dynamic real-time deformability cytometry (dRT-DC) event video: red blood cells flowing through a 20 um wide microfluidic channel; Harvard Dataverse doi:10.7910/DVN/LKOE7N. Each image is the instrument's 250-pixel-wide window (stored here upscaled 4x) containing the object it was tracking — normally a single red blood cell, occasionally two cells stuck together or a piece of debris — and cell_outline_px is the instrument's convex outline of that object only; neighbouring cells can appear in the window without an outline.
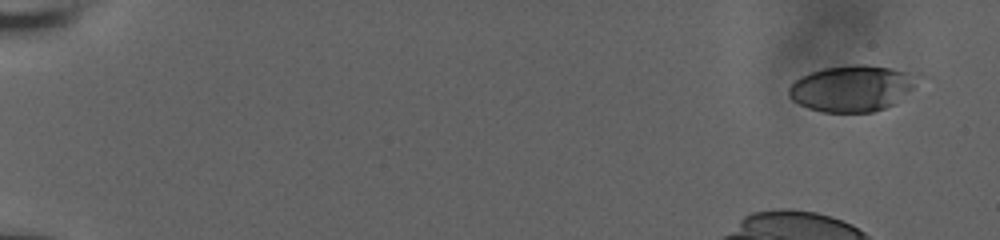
{"species": "human", "species_latin": "Homo sapiens", "temperature_condition": "room temperature", "stored_images_in_passage": 43, "camera_frame_rate_fps": 3000, "um_per_image_px": 0.085, "donor": {"sex": "male"}, "frame": {"image": 1, "passage_image": 1, "time_ms": 0.0, "image_size_px": [1000, 240], "cell_outline_px": [[928, 76], [892, 104], [884, 108], [872, 112], [820, 112], [808, 108], [792, 100], [788, 96], [788, 88], [800, 76], [824, 68], [852, 64], [868, 64], [920, 72]], "centroid_in_image_um": [72.52, 7.47], "position_along_channel_um": 12.5, "area_um2": 35.37}}